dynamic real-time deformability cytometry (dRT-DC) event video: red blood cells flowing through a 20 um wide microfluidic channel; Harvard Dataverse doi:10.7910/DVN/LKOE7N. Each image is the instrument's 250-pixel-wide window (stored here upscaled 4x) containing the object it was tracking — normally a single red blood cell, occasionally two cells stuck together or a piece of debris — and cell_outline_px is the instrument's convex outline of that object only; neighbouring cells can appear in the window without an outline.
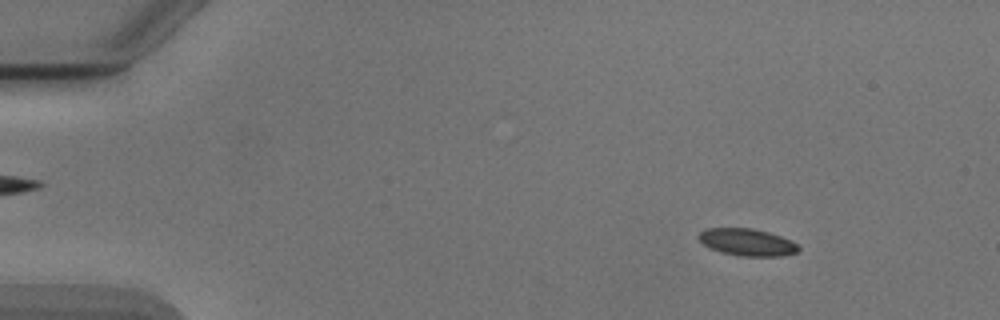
{"species": "Egyptian fruit bat (a non-hibernating species)", "species_latin": "Rousettus aegyptiacus", "temperature_condition": "cold", "stored_images_in_passage": 53, "camera_frame_rate_fps": 3000, "um_per_image_px": 0.085, "animal": {"sex": "male"}, "frame": {"image": 1, "passage_image": 7, "time_ms": 2.0, "image_size_px": [1000, 320], "cell_outline_px": [[800, 248], [796, 252], [784, 256], [736, 256], [720, 252], [708, 248], [696, 236], [700, 232], [708, 228], [752, 228], [768, 232], [792, 240]], "centroid_in_image_um": [63.49, 20.59], "position_along_channel_um": 21.5, "area_um2": 15.9}}
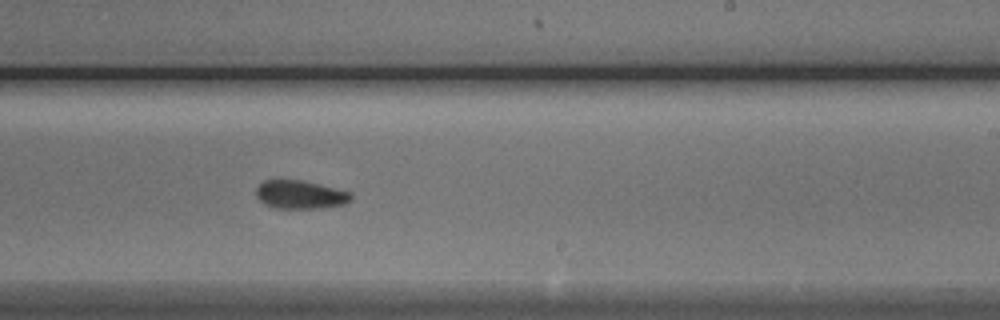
{"frame": {"image": 2, "passage_image": 33, "time_ms": 10.667, "image_size_px": [1000, 320], "cell_outline_px": [[352, 200], [344, 204], [324, 208], [276, 208], [264, 204], [256, 196], [256, 188], [264, 180], [304, 180], [352, 192]], "centroid_in_image_um": [25.55, 16.54], "position_along_channel_um": 263.5, "area_um2": 15.84}}
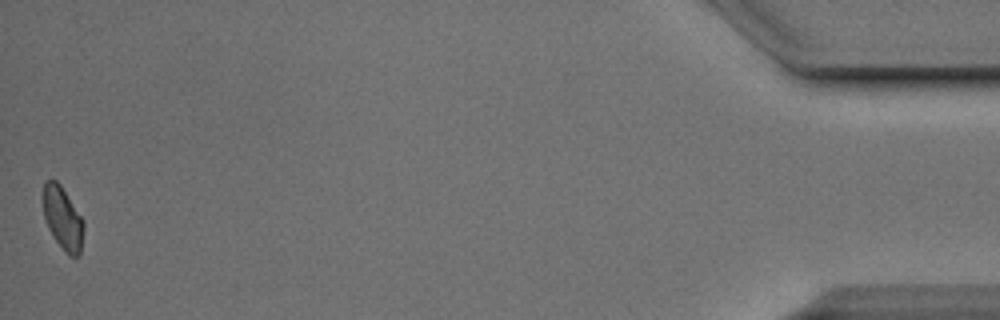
{"frame": {"image": 3, "passage_image": 53, "time_ms": 17.333, "image_size_px": [1000, 320], "cell_outline_px": [[84, 228], [80, 252], [76, 256], [68, 256], [64, 252], [52, 236], [48, 228], [44, 216], [44, 184], [48, 180], [56, 180], [60, 184], [84, 220]], "centroid_in_image_um": [5.35, 18.59], "position_along_channel_um": 429.9, "area_um2": 14.74}, "authors_computed_cell_mechanics": {"area_um2": 15.9528, "velocity_mm_per_s": 3.8812, "shape_relaxation_time_tau1_ms": 1.7865, "shape_relaxation_time_tau2_ms": 1.5723, "deformation_change_tau1": 0.0621, "deformation_change_tau2": 0.0589}}